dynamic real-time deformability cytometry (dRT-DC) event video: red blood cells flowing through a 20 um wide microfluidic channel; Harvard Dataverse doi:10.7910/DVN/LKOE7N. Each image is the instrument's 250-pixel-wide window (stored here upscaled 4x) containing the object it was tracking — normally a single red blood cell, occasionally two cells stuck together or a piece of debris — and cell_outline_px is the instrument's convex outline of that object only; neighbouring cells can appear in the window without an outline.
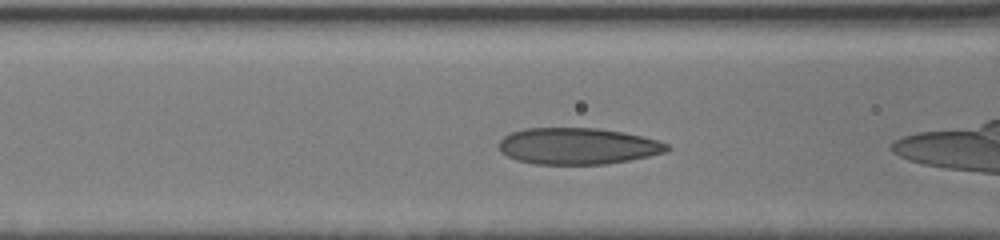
{"species": "human", "species_latin": "Homo sapiens", "temperature_condition": "cold", "stored_images_in_passage": 26, "camera_frame_rate_fps": 3000, "um_per_image_px": 0.085, "donor": {"sex": "male"}, "frame": {"image": 1, "passage_image": 3, "time_ms": 0.667, "image_size_px": [1000, 240], "cell_outline_px": [[672, 148], [664, 152], [648, 156], [628, 160], [604, 164], [536, 164], [516, 160], [500, 152], [500, 140], [504, 136], [512, 132], [524, 128], [596, 128], [624, 132], [656, 140], [668, 144]], "centroid_in_image_um": [49.08, 12.41], "position_along_channel_um": 117.5, "area_um2": 35.55}}
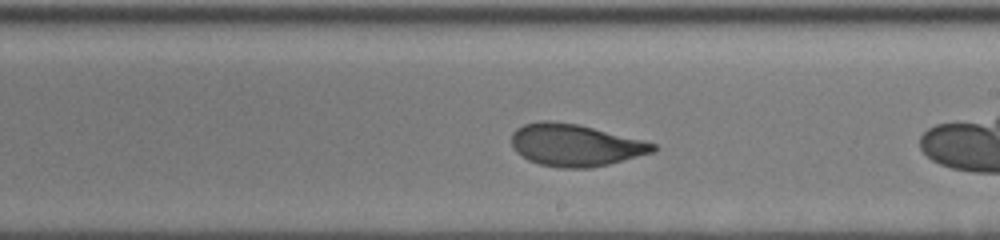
{"frame": {"image": 2, "passage_image": 12, "time_ms": 3.667, "image_size_px": [1000, 240], "cell_outline_px": [[656, 152], [592, 168], [560, 168], [540, 164], [528, 160], [516, 152], [512, 148], [512, 132], [516, 128], [524, 124], [540, 120], [552, 120], [576, 124], [644, 140], [656, 144]], "centroid_in_image_um": [48.88, 12.33], "position_along_channel_um": 240.1, "area_um2": 34.85}}
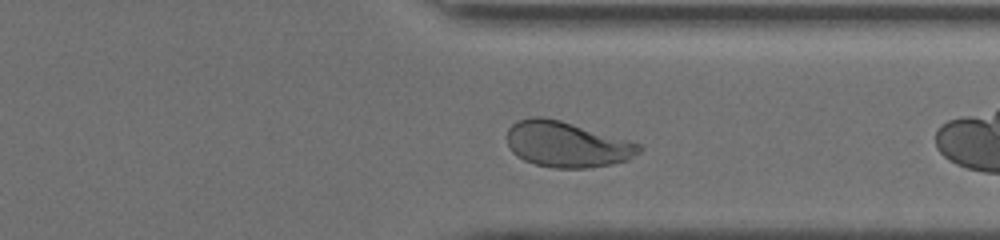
{"frame": {"image": 3, "passage_image": 21, "time_ms": 6.667, "image_size_px": [1000, 240], "cell_outline_px": [[644, 148], [640, 152], [624, 160], [612, 164], [588, 168], [556, 168], [536, 164], [524, 160], [516, 156], [508, 148], [508, 128], [512, 124], [520, 120], [532, 116], [540, 116], [560, 120], [640, 144]], "centroid_in_image_um": [48.14, 12.27], "position_along_channel_um": 363.3, "area_um2": 34.8}, "authors_computed_cell_mechanics": {"area_um2": 34.8245, "velocity_mm_per_s": 4.0984, "shape_relaxation_time_tau1_ms": 4.0179, "shape_relaxation_time_tau2_ms": null, "deformation_change_tau1": 0.1633, "deformation_change_tau2": null}}